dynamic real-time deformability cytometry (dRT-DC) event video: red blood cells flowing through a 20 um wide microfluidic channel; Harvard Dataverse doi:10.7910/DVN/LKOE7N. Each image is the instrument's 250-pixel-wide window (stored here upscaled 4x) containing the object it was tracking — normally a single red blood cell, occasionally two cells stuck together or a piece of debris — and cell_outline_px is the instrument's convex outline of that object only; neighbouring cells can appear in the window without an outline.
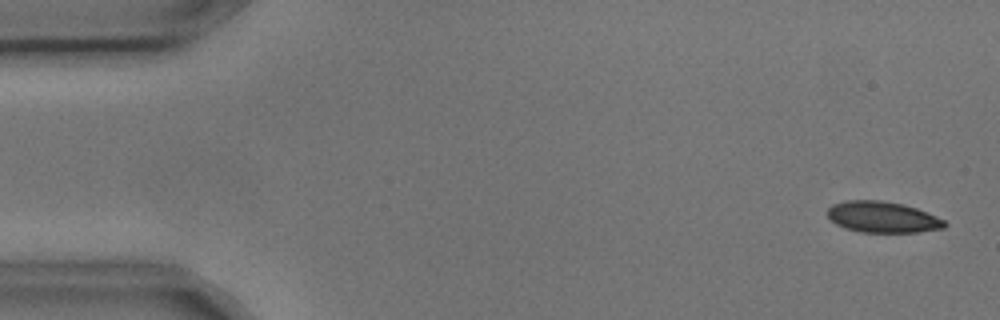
{"species": "common noctule bat (a hibernating species)", "species_latin": "Nyctalus noctula", "temperature_condition": "cold", "stored_images_in_passage": 4, "camera_frame_rate_fps": 3000, "um_per_image_px": 0.085, "animal": {"sex": "male", "body_mass_g": 17.9, "forearm_length_mm": 54.2}, "frame": {"image": 1, "passage_image": 1, "time_ms": 0.0, "image_size_px": [1000, 320], "cell_outline_px": [[948, 224], [944, 228], [916, 232], [860, 232], [844, 228], [836, 224], [828, 216], [828, 208], [832, 204], [844, 200], [880, 200], [904, 204], [916, 208], [936, 216], [944, 220]], "centroid_in_image_um": [75.01, 18.44], "position_along_channel_um": 10.0, "area_um2": 21.27}}
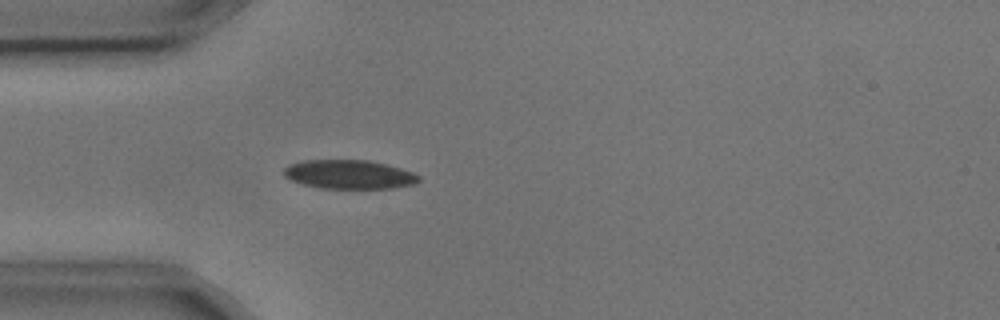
{"frame": {"image": 2, "passage_image": 4, "time_ms": 1.0, "image_size_px": [1000, 320], "cell_outline_px": [[420, 180], [416, 184], [392, 188], [320, 188], [300, 184], [284, 176], [284, 168], [288, 164], [304, 160], [368, 160], [400, 168], [412, 172], [420, 176]], "centroid_in_image_um": [29.66, 14.83], "position_along_channel_um": 55.3, "area_um2": 22.77}}